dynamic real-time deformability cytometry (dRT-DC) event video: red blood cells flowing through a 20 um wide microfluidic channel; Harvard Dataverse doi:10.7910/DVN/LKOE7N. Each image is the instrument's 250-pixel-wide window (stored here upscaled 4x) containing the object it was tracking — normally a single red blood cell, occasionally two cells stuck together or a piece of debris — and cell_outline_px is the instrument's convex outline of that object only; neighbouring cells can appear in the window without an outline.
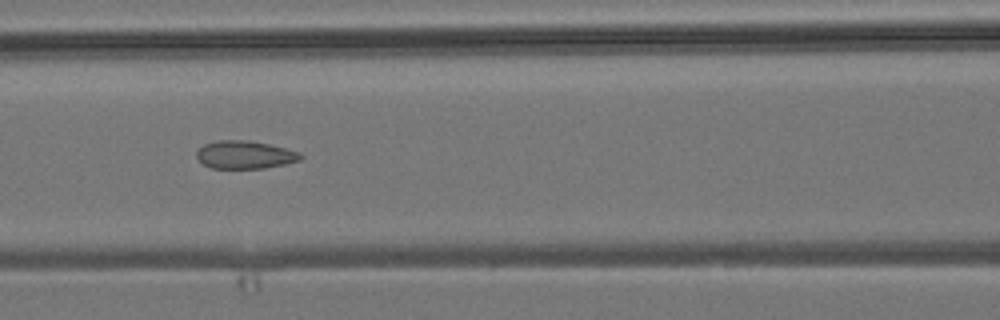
{"species": "common noctule bat (a hibernating species)", "species_latin": "Nyctalus noctula", "temperature_condition": "room temperature", "stored_images_in_passage": 7, "camera_frame_rate_fps": 3000, "um_per_image_px": 0.085, "animal": {"sex": "male", "body_mass_g": 19.2, "forearm_length_mm": 51.8}, "frame": {"image": 1, "passage_image": 6, "time_ms": 7.0, "image_size_px": [1000, 320], "cell_outline_px": [[304, 156], [300, 160], [284, 164], [264, 168], [212, 168], [204, 164], [196, 156], [196, 152], [204, 144], [216, 140], [244, 140], [268, 144], [300, 152]], "centroid_in_image_um": [20.81, 13.15], "position_along_channel_um": 145.8, "area_um2": 16.76}}
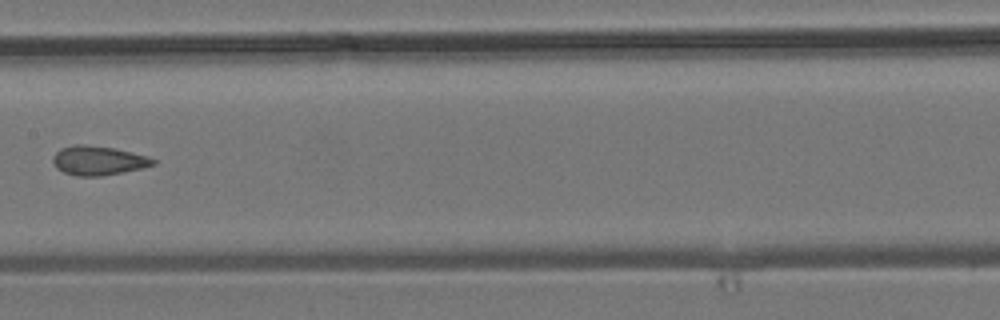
{"frame": {"image": 2, "passage_image": 7, "time_ms": 8.333, "image_size_px": [1000, 320], "cell_outline_px": [[156, 164], [144, 168], [100, 176], [76, 176], [64, 172], [56, 168], [52, 160], [52, 156], [60, 148], [76, 144], [84, 144], [112, 148], [132, 152], [148, 156], [156, 160]], "centroid_in_image_um": [8.35, 13.64], "position_along_channel_um": 199.1, "area_um2": 17.11}}